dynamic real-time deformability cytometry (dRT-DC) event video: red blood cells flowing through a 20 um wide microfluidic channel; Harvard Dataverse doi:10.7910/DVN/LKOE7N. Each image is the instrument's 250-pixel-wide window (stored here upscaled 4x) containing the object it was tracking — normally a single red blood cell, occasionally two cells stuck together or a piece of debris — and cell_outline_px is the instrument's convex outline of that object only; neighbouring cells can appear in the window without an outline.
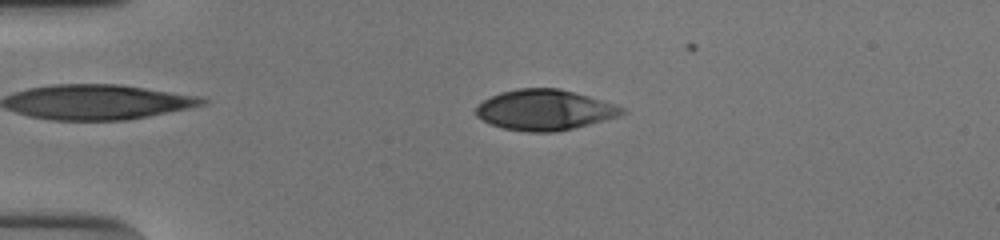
{"species": "human", "species_latin": "Homo sapiens", "temperature_condition": "cold", "stored_images_in_passage": 52, "camera_frame_rate_fps": 3000, "um_per_image_px": 0.085, "donor": {"sex": "male"}, "frame": {"image": 1, "passage_image": 12, "time_ms": 3.667, "image_size_px": [1000, 240], "cell_outline_px": [[628, 112], [620, 116], [556, 132], [528, 132], [504, 128], [492, 124], [476, 116], [476, 108], [484, 100], [500, 92], [516, 88], [556, 88], [588, 96], [616, 104], [624, 108]], "centroid_in_image_um": [46.32, 9.34], "position_along_channel_um": 38.7, "area_um2": 34.22}}
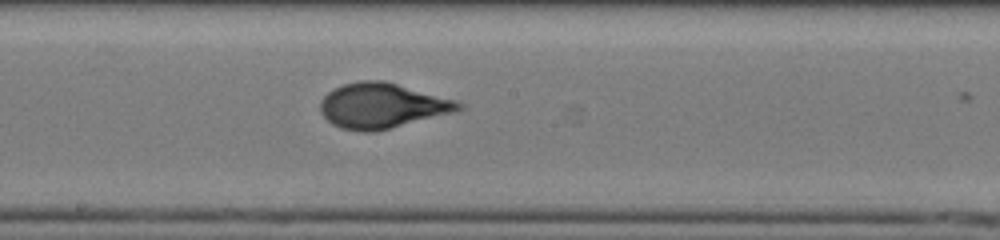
{"frame": {"image": 2, "passage_image": 29, "time_ms": 9.333, "image_size_px": [1000, 240], "cell_outline_px": [[464, 108], [456, 112], [372, 132], [360, 132], [340, 128], [332, 124], [320, 112], [320, 100], [332, 88], [344, 84], [360, 80], [384, 80], [456, 100], [464, 104]], "centroid_in_image_um": [32.47, 8.98], "position_along_channel_um": 215.7, "area_um2": 36.47}}
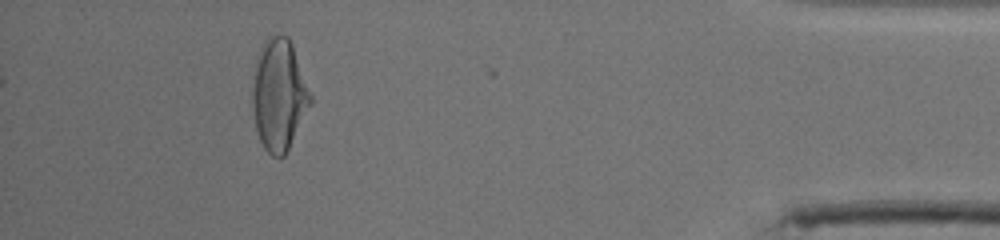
{"frame": {"image": 3, "passage_image": 48, "time_ms": 15.667, "image_size_px": [1000, 240], "cell_outline_px": [[312, 100], [284, 156], [272, 156], [264, 148], [256, 132], [252, 104], [252, 88], [256, 64], [264, 40], [268, 36], [288, 36], [292, 44], [312, 96]], "centroid_in_image_um": [23.7, 8.06], "position_along_channel_um": 411.5, "area_um2": 36.93}, "authors_computed_cell_mechanics": {"area_um2": 35.0846, "velocity_mm_per_s": 3.8869, "shape_relaxation_time_tau1_ms": 4.877, "shape_relaxation_time_tau2_ms": null, "deformation_change_tau1": 0.2111, "deformation_change_tau2": null}}